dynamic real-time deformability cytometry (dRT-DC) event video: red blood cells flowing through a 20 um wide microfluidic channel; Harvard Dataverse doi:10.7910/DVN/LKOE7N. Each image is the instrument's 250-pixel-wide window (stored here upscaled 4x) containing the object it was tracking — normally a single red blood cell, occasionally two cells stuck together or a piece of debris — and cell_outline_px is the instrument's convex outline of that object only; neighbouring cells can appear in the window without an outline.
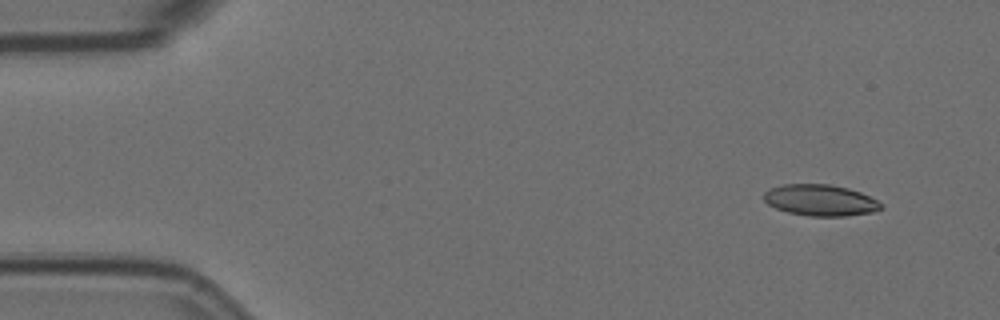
{"species": "Egyptian fruit bat (a non-hibernating species)", "species_latin": "Rousettus aegyptiacus", "temperature_condition": "room temperature", "stored_images_in_passage": 53, "camera_frame_rate_fps": 3000, "um_per_image_px": 0.085, "animal": {"sex": "female"}, "frame": {"image": 1, "passage_image": 1, "time_ms": 0.0, "image_size_px": [1000, 320], "cell_outline_px": [[884, 208], [872, 212], [844, 216], [808, 216], [788, 212], [776, 208], [768, 204], [764, 200], [764, 192], [768, 188], [784, 184], [828, 184], [848, 188], [860, 192], [884, 204]], "centroid_in_image_um": [69.72, 17.02], "position_along_channel_um": 15.3, "area_um2": 21.39}}
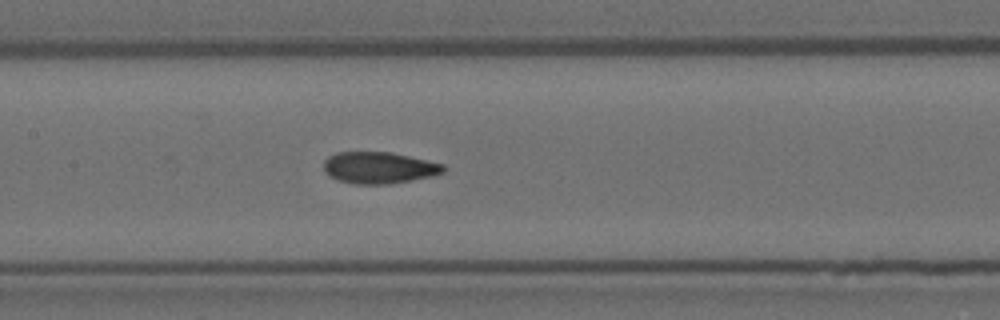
{"frame": {"image": 2, "passage_image": 23, "time_ms": 7.333, "image_size_px": [1000, 320], "cell_outline_px": [[444, 172], [432, 176], [388, 184], [352, 184], [336, 180], [328, 176], [324, 172], [324, 160], [328, 156], [336, 152], [392, 152], [444, 164]], "centroid_in_image_um": [32.16, 14.26], "position_along_channel_um": 175.2, "area_um2": 22.2}}
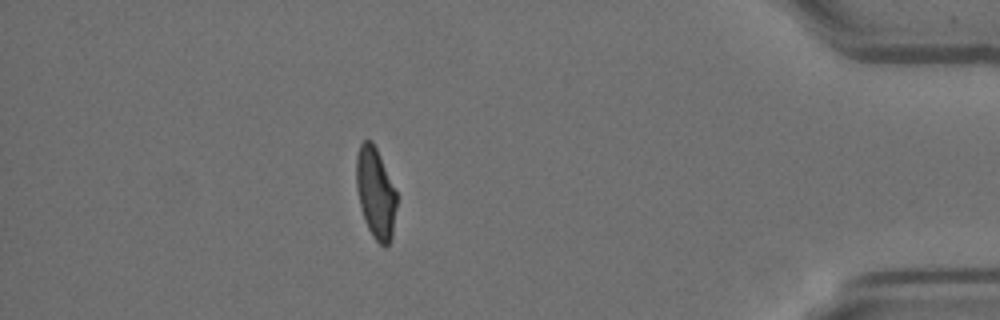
{"frame": {"image": 3, "passage_image": 46, "time_ms": 15.0, "image_size_px": [1000, 320], "cell_outline_px": [[396, 208], [392, 236], [388, 244], [384, 248], [372, 236], [364, 220], [360, 208], [356, 188], [356, 156], [360, 144], [364, 140], [372, 140], [376, 148], [396, 192]], "centroid_in_image_um": [31.9, 16.42], "position_along_channel_um": 403.3, "area_um2": 21.27}, "authors_computed_cell_mechanics": {"area_um2": 21.9062, "velocity_mm_per_s": 3.5871, "shape_relaxation_time_tau1_ms": 9.8453, "shape_relaxation_time_tau2_ms": 1.8463, "deformation_change_tau1": 0.245, "deformation_change_tau2": 0.072}}